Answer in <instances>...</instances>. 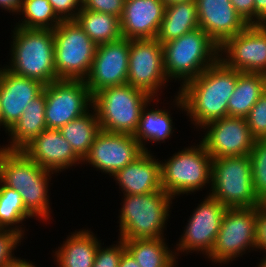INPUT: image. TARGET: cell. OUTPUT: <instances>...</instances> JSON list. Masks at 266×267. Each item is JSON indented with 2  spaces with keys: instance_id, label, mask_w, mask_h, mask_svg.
Instances as JSON below:
<instances>
[{
  "instance_id": "12",
  "label": "cell",
  "mask_w": 266,
  "mask_h": 267,
  "mask_svg": "<svg viewBox=\"0 0 266 267\" xmlns=\"http://www.w3.org/2000/svg\"><path fill=\"white\" fill-rule=\"evenodd\" d=\"M219 54V59L229 68L266 75V27L263 24L248 25L228 38L220 46Z\"/></svg>"
},
{
  "instance_id": "21",
  "label": "cell",
  "mask_w": 266,
  "mask_h": 267,
  "mask_svg": "<svg viewBox=\"0 0 266 267\" xmlns=\"http://www.w3.org/2000/svg\"><path fill=\"white\" fill-rule=\"evenodd\" d=\"M153 154L144 152L135 161L118 170L113 176L124 195L147 194L162 190L161 163Z\"/></svg>"
},
{
  "instance_id": "5",
  "label": "cell",
  "mask_w": 266,
  "mask_h": 267,
  "mask_svg": "<svg viewBox=\"0 0 266 267\" xmlns=\"http://www.w3.org/2000/svg\"><path fill=\"white\" fill-rule=\"evenodd\" d=\"M153 99L148 93L129 84L111 86L93 96L102 131L132 134L137 131L144 107Z\"/></svg>"
},
{
  "instance_id": "3",
  "label": "cell",
  "mask_w": 266,
  "mask_h": 267,
  "mask_svg": "<svg viewBox=\"0 0 266 267\" xmlns=\"http://www.w3.org/2000/svg\"><path fill=\"white\" fill-rule=\"evenodd\" d=\"M219 48L201 28L163 44L164 69L168 80H182L180 88L183 87L219 60Z\"/></svg>"
},
{
  "instance_id": "7",
  "label": "cell",
  "mask_w": 266,
  "mask_h": 267,
  "mask_svg": "<svg viewBox=\"0 0 266 267\" xmlns=\"http://www.w3.org/2000/svg\"><path fill=\"white\" fill-rule=\"evenodd\" d=\"M199 143L174 153L165 163L160 161L162 189L173 199L194 193L211 182L213 159Z\"/></svg>"
},
{
  "instance_id": "20",
  "label": "cell",
  "mask_w": 266,
  "mask_h": 267,
  "mask_svg": "<svg viewBox=\"0 0 266 267\" xmlns=\"http://www.w3.org/2000/svg\"><path fill=\"white\" fill-rule=\"evenodd\" d=\"M165 7L163 0H125L120 17L122 36L129 40L156 38Z\"/></svg>"
},
{
  "instance_id": "34",
  "label": "cell",
  "mask_w": 266,
  "mask_h": 267,
  "mask_svg": "<svg viewBox=\"0 0 266 267\" xmlns=\"http://www.w3.org/2000/svg\"><path fill=\"white\" fill-rule=\"evenodd\" d=\"M249 157L252 165L253 189L259 201L266 204V139L255 140Z\"/></svg>"
},
{
  "instance_id": "8",
  "label": "cell",
  "mask_w": 266,
  "mask_h": 267,
  "mask_svg": "<svg viewBox=\"0 0 266 267\" xmlns=\"http://www.w3.org/2000/svg\"><path fill=\"white\" fill-rule=\"evenodd\" d=\"M53 36L57 78L84 80L93 63L97 45L76 20H62L53 30Z\"/></svg>"
},
{
  "instance_id": "37",
  "label": "cell",
  "mask_w": 266,
  "mask_h": 267,
  "mask_svg": "<svg viewBox=\"0 0 266 267\" xmlns=\"http://www.w3.org/2000/svg\"><path fill=\"white\" fill-rule=\"evenodd\" d=\"M125 250L124 240L119 239L117 244L102 248L100 244L95 256L93 267H118L123 251Z\"/></svg>"
},
{
  "instance_id": "22",
  "label": "cell",
  "mask_w": 266,
  "mask_h": 267,
  "mask_svg": "<svg viewBox=\"0 0 266 267\" xmlns=\"http://www.w3.org/2000/svg\"><path fill=\"white\" fill-rule=\"evenodd\" d=\"M53 172L43 169L21 150H4L0 155V181L19 191L28 185H49Z\"/></svg>"
},
{
  "instance_id": "29",
  "label": "cell",
  "mask_w": 266,
  "mask_h": 267,
  "mask_svg": "<svg viewBox=\"0 0 266 267\" xmlns=\"http://www.w3.org/2000/svg\"><path fill=\"white\" fill-rule=\"evenodd\" d=\"M89 38L98 46L122 38L120 18L81 7L75 19Z\"/></svg>"
},
{
  "instance_id": "35",
  "label": "cell",
  "mask_w": 266,
  "mask_h": 267,
  "mask_svg": "<svg viewBox=\"0 0 266 267\" xmlns=\"http://www.w3.org/2000/svg\"><path fill=\"white\" fill-rule=\"evenodd\" d=\"M246 120L255 140L266 139V90L251 108Z\"/></svg>"
},
{
  "instance_id": "10",
  "label": "cell",
  "mask_w": 266,
  "mask_h": 267,
  "mask_svg": "<svg viewBox=\"0 0 266 267\" xmlns=\"http://www.w3.org/2000/svg\"><path fill=\"white\" fill-rule=\"evenodd\" d=\"M45 99L44 115L47 129L59 130L93 106V96L84 80L53 81L45 85Z\"/></svg>"
},
{
  "instance_id": "32",
  "label": "cell",
  "mask_w": 266,
  "mask_h": 267,
  "mask_svg": "<svg viewBox=\"0 0 266 267\" xmlns=\"http://www.w3.org/2000/svg\"><path fill=\"white\" fill-rule=\"evenodd\" d=\"M20 13L24 14L23 21L21 23L19 20L16 27L54 30L62 22L49 0H22Z\"/></svg>"
},
{
  "instance_id": "49",
  "label": "cell",
  "mask_w": 266,
  "mask_h": 267,
  "mask_svg": "<svg viewBox=\"0 0 266 267\" xmlns=\"http://www.w3.org/2000/svg\"><path fill=\"white\" fill-rule=\"evenodd\" d=\"M4 150H5L4 148H2V147L0 148V155Z\"/></svg>"
},
{
  "instance_id": "4",
  "label": "cell",
  "mask_w": 266,
  "mask_h": 267,
  "mask_svg": "<svg viewBox=\"0 0 266 267\" xmlns=\"http://www.w3.org/2000/svg\"><path fill=\"white\" fill-rule=\"evenodd\" d=\"M120 209L119 238H163L173 198L163 189L147 194L124 195Z\"/></svg>"
},
{
  "instance_id": "40",
  "label": "cell",
  "mask_w": 266,
  "mask_h": 267,
  "mask_svg": "<svg viewBox=\"0 0 266 267\" xmlns=\"http://www.w3.org/2000/svg\"><path fill=\"white\" fill-rule=\"evenodd\" d=\"M256 249L266 253V204L257 206Z\"/></svg>"
},
{
  "instance_id": "24",
  "label": "cell",
  "mask_w": 266,
  "mask_h": 267,
  "mask_svg": "<svg viewBox=\"0 0 266 267\" xmlns=\"http://www.w3.org/2000/svg\"><path fill=\"white\" fill-rule=\"evenodd\" d=\"M45 87L43 92L29 102L23 114L14 126L7 132L11 140L5 150H21L33 138L41 134L46 127L45 121Z\"/></svg>"
},
{
  "instance_id": "30",
  "label": "cell",
  "mask_w": 266,
  "mask_h": 267,
  "mask_svg": "<svg viewBox=\"0 0 266 267\" xmlns=\"http://www.w3.org/2000/svg\"><path fill=\"white\" fill-rule=\"evenodd\" d=\"M154 99L155 97L142 110L137 131L133 135L140 143L144 152H149L148 148L145 147L146 141L151 143L164 142L167 138L171 137L172 130L174 129L172 127V117L166 109L150 108L148 110V105L150 106Z\"/></svg>"
},
{
  "instance_id": "42",
  "label": "cell",
  "mask_w": 266,
  "mask_h": 267,
  "mask_svg": "<svg viewBox=\"0 0 266 267\" xmlns=\"http://www.w3.org/2000/svg\"><path fill=\"white\" fill-rule=\"evenodd\" d=\"M266 22V0H254V24Z\"/></svg>"
},
{
  "instance_id": "48",
  "label": "cell",
  "mask_w": 266,
  "mask_h": 267,
  "mask_svg": "<svg viewBox=\"0 0 266 267\" xmlns=\"http://www.w3.org/2000/svg\"><path fill=\"white\" fill-rule=\"evenodd\" d=\"M1 125L4 127V118H3V114H2V109L0 107V126Z\"/></svg>"
},
{
  "instance_id": "16",
  "label": "cell",
  "mask_w": 266,
  "mask_h": 267,
  "mask_svg": "<svg viewBox=\"0 0 266 267\" xmlns=\"http://www.w3.org/2000/svg\"><path fill=\"white\" fill-rule=\"evenodd\" d=\"M129 39L120 38L97 46L88 76L84 79L90 93L122 84H127Z\"/></svg>"
},
{
  "instance_id": "38",
  "label": "cell",
  "mask_w": 266,
  "mask_h": 267,
  "mask_svg": "<svg viewBox=\"0 0 266 267\" xmlns=\"http://www.w3.org/2000/svg\"><path fill=\"white\" fill-rule=\"evenodd\" d=\"M125 0H82V8L122 16Z\"/></svg>"
},
{
  "instance_id": "19",
  "label": "cell",
  "mask_w": 266,
  "mask_h": 267,
  "mask_svg": "<svg viewBox=\"0 0 266 267\" xmlns=\"http://www.w3.org/2000/svg\"><path fill=\"white\" fill-rule=\"evenodd\" d=\"M199 28L220 47L228 38L242 32L248 24L240 17L230 0H195Z\"/></svg>"
},
{
  "instance_id": "18",
  "label": "cell",
  "mask_w": 266,
  "mask_h": 267,
  "mask_svg": "<svg viewBox=\"0 0 266 267\" xmlns=\"http://www.w3.org/2000/svg\"><path fill=\"white\" fill-rule=\"evenodd\" d=\"M44 87L45 85L38 80L18 76L3 68L0 74V107L5 132L14 126L29 102L39 96Z\"/></svg>"
},
{
  "instance_id": "6",
  "label": "cell",
  "mask_w": 266,
  "mask_h": 267,
  "mask_svg": "<svg viewBox=\"0 0 266 267\" xmlns=\"http://www.w3.org/2000/svg\"><path fill=\"white\" fill-rule=\"evenodd\" d=\"M211 193L227 208L257 207L262 203L253 189L252 165L249 155L213 159Z\"/></svg>"
},
{
  "instance_id": "15",
  "label": "cell",
  "mask_w": 266,
  "mask_h": 267,
  "mask_svg": "<svg viewBox=\"0 0 266 267\" xmlns=\"http://www.w3.org/2000/svg\"><path fill=\"white\" fill-rule=\"evenodd\" d=\"M206 130L203 143L212 159L249 155L255 139L246 118L227 116L202 127Z\"/></svg>"
},
{
  "instance_id": "36",
  "label": "cell",
  "mask_w": 266,
  "mask_h": 267,
  "mask_svg": "<svg viewBox=\"0 0 266 267\" xmlns=\"http://www.w3.org/2000/svg\"><path fill=\"white\" fill-rule=\"evenodd\" d=\"M22 238L24 237L14 230L0 229V267H10L18 259L13 256V251L19 242L21 244Z\"/></svg>"
},
{
  "instance_id": "17",
  "label": "cell",
  "mask_w": 266,
  "mask_h": 267,
  "mask_svg": "<svg viewBox=\"0 0 266 267\" xmlns=\"http://www.w3.org/2000/svg\"><path fill=\"white\" fill-rule=\"evenodd\" d=\"M21 151L40 167L53 173L62 172L75 166L76 163L82 164V159L56 129H45L26 144Z\"/></svg>"
},
{
  "instance_id": "31",
  "label": "cell",
  "mask_w": 266,
  "mask_h": 267,
  "mask_svg": "<svg viewBox=\"0 0 266 267\" xmlns=\"http://www.w3.org/2000/svg\"><path fill=\"white\" fill-rule=\"evenodd\" d=\"M33 216L25 209L20 193L0 181V228L10 229L24 236L20 223ZM15 225V226H14ZM13 226V227H12Z\"/></svg>"
},
{
  "instance_id": "26",
  "label": "cell",
  "mask_w": 266,
  "mask_h": 267,
  "mask_svg": "<svg viewBox=\"0 0 266 267\" xmlns=\"http://www.w3.org/2000/svg\"><path fill=\"white\" fill-rule=\"evenodd\" d=\"M265 90V74L237 71V83L227 106L228 116L246 118Z\"/></svg>"
},
{
  "instance_id": "27",
  "label": "cell",
  "mask_w": 266,
  "mask_h": 267,
  "mask_svg": "<svg viewBox=\"0 0 266 267\" xmlns=\"http://www.w3.org/2000/svg\"><path fill=\"white\" fill-rule=\"evenodd\" d=\"M164 241L163 237L124 240V243L140 267H176L178 253L170 250Z\"/></svg>"
},
{
  "instance_id": "28",
  "label": "cell",
  "mask_w": 266,
  "mask_h": 267,
  "mask_svg": "<svg viewBox=\"0 0 266 267\" xmlns=\"http://www.w3.org/2000/svg\"><path fill=\"white\" fill-rule=\"evenodd\" d=\"M91 109L92 113L89 110L59 129L61 135L82 160L89 153L95 137L101 131L96 109L93 106Z\"/></svg>"
},
{
  "instance_id": "43",
  "label": "cell",
  "mask_w": 266,
  "mask_h": 267,
  "mask_svg": "<svg viewBox=\"0 0 266 267\" xmlns=\"http://www.w3.org/2000/svg\"><path fill=\"white\" fill-rule=\"evenodd\" d=\"M22 5V0H0V7L6 9L10 13L14 14L19 12Z\"/></svg>"
},
{
  "instance_id": "45",
  "label": "cell",
  "mask_w": 266,
  "mask_h": 267,
  "mask_svg": "<svg viewBox=\"0 0 266 267\" xmlns=\"http://www.w3.org/2000/svg\"><path fill=\"white\" fill-rule=\"evenodd\" d=\"M10 267H36L30 261L18 258Z\"/></svg>"
},
{
  "instance_id": "33",
  "label": "cell",
  "mask_w": 266,
  "mask_h": 267,
  "mask_svg": "<svg viewBox=\"0 0 266 267\" xmlns=\"http://www.w3.org/2000/svg\"><path fill=\"white\" fill-rule=\"evenodd\" d=\"M48 185H28L23 186L18 192L20 193L25 209L33 216L48 220L50 218V203Z\"/></svg>"
},
{
  "instance_id": "23",
  "label": "cell",
  "mask_w": 266,
  "mask_h": 267,
  "mask_svg": "<svg viewBox=\"0 0 266 267\" xmlns=\"http://www.w3.org/2000/svg\"><path fill=\"white\" fill-rule=\"evenodd\" d=\"M90 230L71 233L55 251L58 267H93L96 251L101 241Z\"/></svg>"
},
{
  "instance_id": "44",
  "label": "cell",
  "mask_w": 266,
  "mask_h": 267,
  "mask_svg": "<svg viewBox=\"0 0 266 267\" xmlns=\"http://www.w3.org/2000/svg\"><path fill=\"white\" fill-rule=\"evenodd\" d=\"M118 267H140L132 255L125 249L121 255Z\"/></svg>"
},
{
  "instance_id": "46",
  "label": "cell",
  "mask_w": 266,
  "mask_h": 267,
  "mask_svg": "<svg viewBox=\"0 0 266 267\" xmlns=\"http://www.w3.org/2000/svg\"><path fill=\"white\" fill-rule=\"evenodd\" d=\"M165 5H171L178 2L195 1V0H163Z\"/></svg>"
},
{
  "instance_id": "1",
  "label": "cell",
  "mask_w": 266,
  "mask_h": 267,
  "mask_svg": "<svg viewBox=\"0 0 266 267\" xmlns=\"http://www.w3.org/2000/svg\"><path fill=\"white\" fill-rule=\"evenodd\" d=\"M237 83V70L220 59L179 88L175 105L184 110L197 127L228 116V102Z\"/></svg>"
},
{
  "instance_id": "9",
  "label": "cell",
  "mask_w": 266,
  "mask_h": 267,
  "mask_svg": "<svg viewBox=\"0 0 266 267\" xmlns=\"http://www.w3.org/2000/svg\"><path fill=\"white\" fill-rule=\"evenodd\" d=\"M256 222L257 207L227 208L208 259L226 264L256 249Z\"/></svg>"
},
{
  "instance_id": "25",
  "label": "cell",
  "mask_w": 266,
  "mask_h": 267,
  "mask_svg": "<svg viewBox=\"0 0 266 267\" xmlns=\"http://www.w3.org/2000/svg\"><path fill=\"white\" fill-rule=\"evenodd\" d=\"M199 28L195 1L166 5L156 40L162 45Z\"/></svg>"
},
{
  "instance_id": "39",
  "label": "cell",
  "mask_w": 266,
  "mask_h": 267,
  "mask_svg": "<svg viewBox=\"0 0 266 267\" xmlns=\"http://www.w3.org/2000/svg\"><path fill=\"white\" fill-rule=\"evenodd\" d=\"M61 20H75L82 7V0H49Z\"/></svg>"
},
{
  "instance_id": "14",
  "label": "cell",
  "mask_w": 266,
  "mask_h": 267,
  "mask_svg": "<svg viewBox=\"0 0 266 267\" xmlns=\"http://www.w3.org/2000/svg\"><path fill=\"white\" fill-rule=\"evenodd\" d=\"M143 153V148L132 134L101 130L82 162L112 176Z\"/></svg>"
},
{
  "instance_id": "47",
  "label": "cell",
  "mask_w": 266,
  "mask_h": 267,
  "mask_svg": "<svg viewBox=\"0 0 266 267\" xmlns=\"http://www.w3.org/2000/svg\"><path fill=\"white\" fill-rule=\"evenodd\" d=\"M261 263H259L258 267H266V256L264 255V258L260 260Z\"/></svg>"
},
{
  "instance_id": "41",
  "label": "cell",
  "mask_w": 266,
  "mask_h": 267,
  "mask_svg": "<svg viewBox=\"0 0 266 267\" xmlns=\"http://www.w3.org/2000/svg\"><path fill=\"white\" fill-rule=\"evenodd\" d=\"M240 17L248 24H254V0H230Z\"/></svg>"
},
{
  "instance_id": "13",
  "label": "cell",
  "mask_w": 266,
  "mask_h": 267,
  "mask_svg": "<svg viewBox=\"0 0 266 267\" xmlns=\"http://www.w3.org/2000/svg\"><path fill=\"white\" fill-rule=\"evenodd\" d=\"M226 211V206L208 195L198 204L187 221L184 233L176 244V251L178 253L185 251L187 254L191 251H201L208 257L212 252Z\"/></svg>"
},
{
  "instance_id": "2",
  "label": "cell",
  "mask_w": 266,
  "mask_h": 267,
  "mask_svg": "<svg viewBox=\"0 0 266 267\" xmlns=\"http://www.w3.org/2000/svg\"><path fill=\"white\" fill-rule=\"evenodd\" d=\"M10 72L38 80L44 85L59 80L55 69L53 30L14 27Z\"/></svg>"
},
{
  "instance_id": "11",
  "label": "cell",
  "mask_w": 266,
  "mask_h": 267,
  "mask_svg": "<svg viewBox=\"0 0 266 267\" xmlns=\"http://www.w3.org/2000/svg\"><path fill=\"white\" fill-rule=\"evenodd\" d=\"M167 82L163 45L155 38L129 40L127 84L154 98Z\"/></svg>"
}]
</instances>
